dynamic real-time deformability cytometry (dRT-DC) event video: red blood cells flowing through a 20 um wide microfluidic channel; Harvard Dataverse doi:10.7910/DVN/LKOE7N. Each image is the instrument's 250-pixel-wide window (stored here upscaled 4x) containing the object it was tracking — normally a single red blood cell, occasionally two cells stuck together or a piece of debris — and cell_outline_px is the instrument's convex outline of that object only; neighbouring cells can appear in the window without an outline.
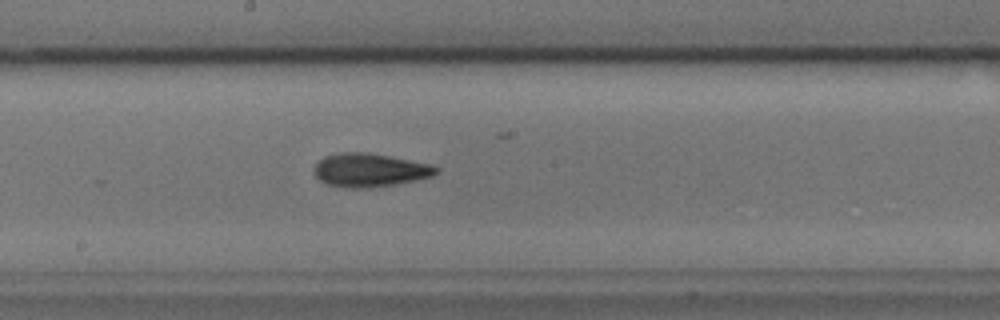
{"species": "common noctule bat (a hibernating species)", "species_latin": "Nyctalus noctula", "temperature_condition": "cold", "stored_images_in_passage": 40, "camera_frame_rate_fps": 3000, "um_per_image_px": 0.085, "animal": {"sex": "male", "body_mass_g": 17.9, "forearm_length_mm": 54.2}, "frame": {"image": 1, "passage_image": 17, "time_ms": 5.333, "image_size_px": [1000, 320], "cell_outline_px": [[440, 172], [432, 176], [416, 180], [396, 184], [364, 188], [344, 188], [328, 184], [320, 180], [316, 176], [316, 164], [324, 156], [340, 152], [368, 152], [432, 164], [440, 168]], "centroid_in_image_um": [31.48, 14.45], "position_along_channel_um": 216.7, "area_um2": 23.81}, "authors_computed_cell_mechanics": {"area_um2": 22.5131, "velocity_mm_per_s": 3.7778, "shape_relaxation_time_tau1_ms": 5.1369, "shape_relaxation_time_tau2_ms": 3.7892, "deformation_change_tau1": 0.1356, "deformation_change_tau2": 0.1314}}